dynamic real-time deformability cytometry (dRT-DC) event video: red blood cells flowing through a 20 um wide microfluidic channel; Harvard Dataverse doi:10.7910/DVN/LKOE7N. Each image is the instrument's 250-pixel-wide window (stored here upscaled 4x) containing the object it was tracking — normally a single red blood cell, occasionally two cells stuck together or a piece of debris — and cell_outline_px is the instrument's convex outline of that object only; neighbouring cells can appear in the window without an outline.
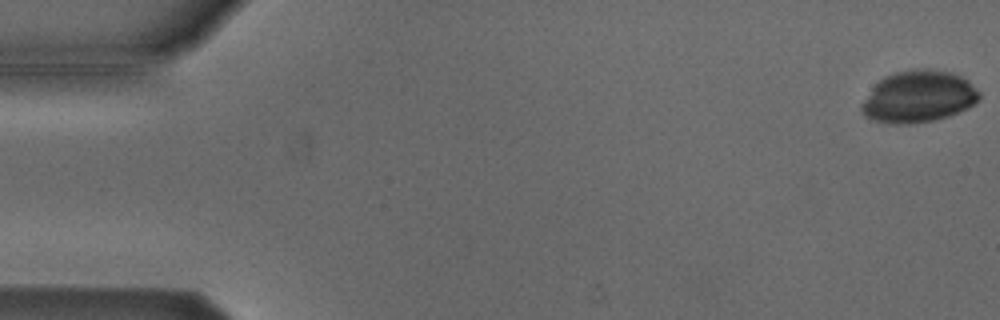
{"species": "Egyptian fruit bat (a non-hibernating species)", "species_latin": "Rousettus aegyptiacus", "temperature_condition": "cold", "stored_images_in_passage": 10, "camera_frame_rate_fps": 3000, "um_per_image_px": 0.085, "animal": {"sex": "male"}, "frame": {"image": 1, "passage_image": 1, "time_ms": 0.0, "image_size_px": [1000, 320], "cell_outline_px": [[980, 96], [968, 108], [948, 116], [932, 120], [908, 124], [892, 124], [876, 120], [864, 116], [860, 108], [860, 104], [872, 88], [884, 76], [896, 72], [916, 68], [928, 68], [952, 72], [968, 80], [980, 92]], "centroid_in_image_um": [78.06, 8.2], "position_along_channel_um": 6.9, "area_um2": 35.49}}